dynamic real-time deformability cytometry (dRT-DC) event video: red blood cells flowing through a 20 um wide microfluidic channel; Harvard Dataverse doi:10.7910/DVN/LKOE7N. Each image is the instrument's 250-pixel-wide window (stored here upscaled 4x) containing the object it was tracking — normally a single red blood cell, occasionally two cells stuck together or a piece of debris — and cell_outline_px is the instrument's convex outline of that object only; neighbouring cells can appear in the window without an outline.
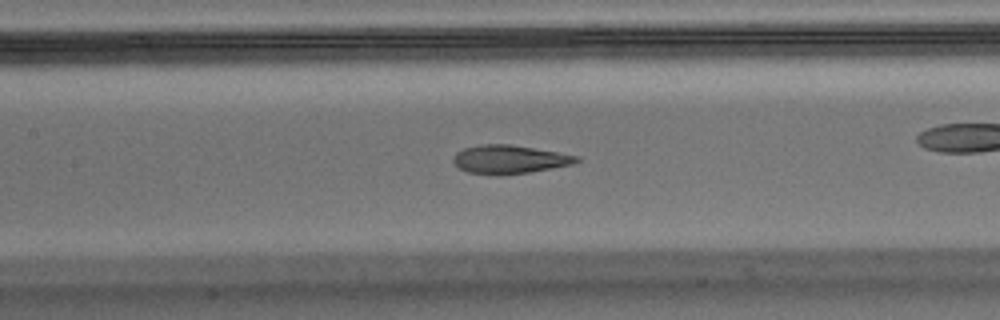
{"species": "Egyptian fruit bat (a non-hibernating species)", "species_latin": "Rousettus aegyptiacus", "temperature_condition": "warm", "stored_images_in_passage": 57, "camera_frame_rate_fps": 3000, "um_per_image_px": 0.085, "animal": {"sex": "male"}, "frame": {"image": 1, "passage_image": 25, "time_ms": 8.0, "image_size_px": [1000, 320], "cell_outline_px": [[580, 160], [572, 164], [552, 168], [528, 172], [496, 176], [468, 172], [460, 168], [452, 160], [456, 152], [464, 148], [480, 144], [508, 144], [580, 156]], "centroid_in_image_um": [43.27, 13.55], "position_along_channel_um": 164.1, "area_um2": 20.35}, "authors_computed_cell_mechanics": {"area_um2": 20.6346, "velocity_mm_per_s": 3.5277, "shape_relaxation_time_tau1_ms": 8.181, "shape_relaxation_time_tau2_ms": 1.5442, "deformation_change_tau1": 0.266, "deformation_change_tau2": 0.1055}}